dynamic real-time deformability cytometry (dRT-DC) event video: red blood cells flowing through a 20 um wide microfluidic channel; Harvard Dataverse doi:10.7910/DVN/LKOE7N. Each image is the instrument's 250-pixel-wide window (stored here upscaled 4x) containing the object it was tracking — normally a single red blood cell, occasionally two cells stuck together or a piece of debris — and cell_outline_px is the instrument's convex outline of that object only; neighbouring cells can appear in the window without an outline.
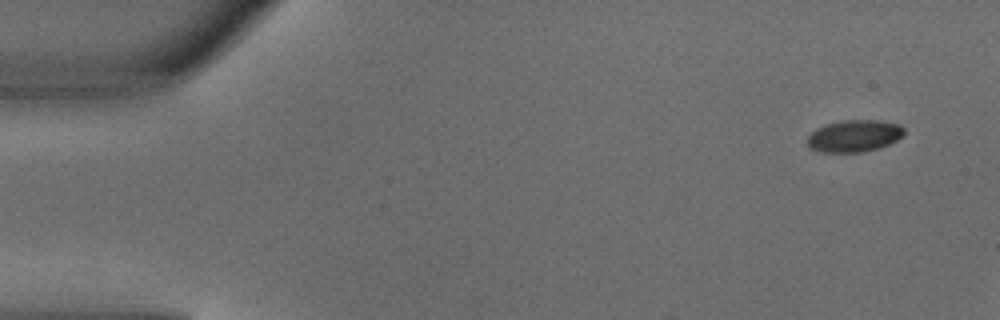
{"species": "common noctule bat (a hibernating species)", "species_latin": "Nyctalus noctula", "temperature_condition": "warm", "stored_images_in_passage": 3, "camera_frame_rate_fps": 3000, "um_per_image_px": 0.085, "animal": {"sex": "male", "body_mass_g": 18.8}, "frame": {"image": 1, "passage_image": 1, "time_ms": 0.0, "image_size_px": [1000, 320], "cell_outline_px": [[904, 136], [888, 144], [876, 148], [860, 152], [824, 152], [808, 148], [808, 136], [816, 128], [828, 124], [844, 120], [876, 120], [900, 124], [904, 128]], "centroid_in_image_um": [72.61, 11.55], "position_along_channel_um": 12.4, "area_um2": 17.86}}